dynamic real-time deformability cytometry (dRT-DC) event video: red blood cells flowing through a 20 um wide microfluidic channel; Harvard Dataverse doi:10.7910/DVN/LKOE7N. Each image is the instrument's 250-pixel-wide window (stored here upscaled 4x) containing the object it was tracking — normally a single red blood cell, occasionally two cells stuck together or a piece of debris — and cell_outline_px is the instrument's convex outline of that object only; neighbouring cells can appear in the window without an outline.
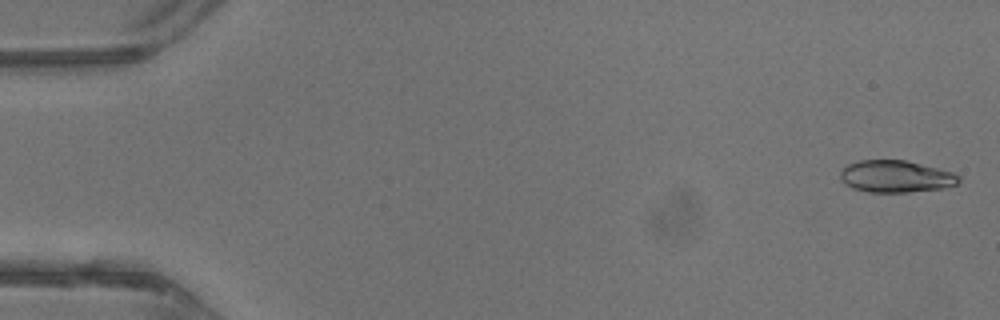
{"species": "common noctule bat (a hibernating species)", "species_latin": "Nyctalus noctula", "temperature_condition": "warm", "stored_images_in_passage": 41, "camera_frame_rate_fps": 3000, "um_per_image_px": 0.085, "animal": {"sex": "male", "body_mass_g": 13.3}, "frame": {"image": 1, "passage_image": 1, "time_ms": 0.0, "image_size_px": [1000, 320], "cell_outline_px": [[960, 180], [956, 184], [944, 188], [908, 192], [868, 192], [852, 188], [844, 184], [840, 180], [840, 172], [848, 164], [860, 160], [904, 160], [952, 172], [960, 176]], "centroid_in_image_um": [76.11, 15.0], "position_along_channel_um": 8.9, "area_um2": 22.02}}
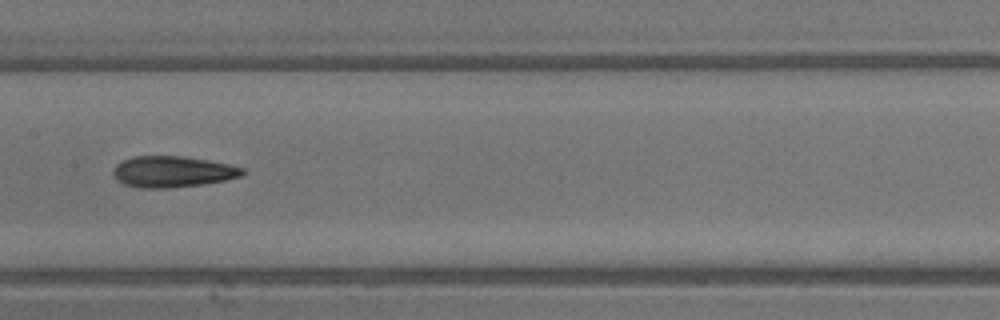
{"frame": {"image": 2, "passage_image": 22, "time_ms": 7.0, "image_size_px": [1000, 320], "cell_outline_px": [[244, 172], [240, 176], [224, 180], [204, 184], [168, 188], [140, 188], [124, 184], [116, 180], [112, 172], [112, 168], [120, 160], [132, 156], [184, 156], [208, 160], [228, 164], [244, 168]], "centroid_in_image_um": [14.6, 14.59], "position_along_channel_um": 192.8, "area_um2": 23.64}}
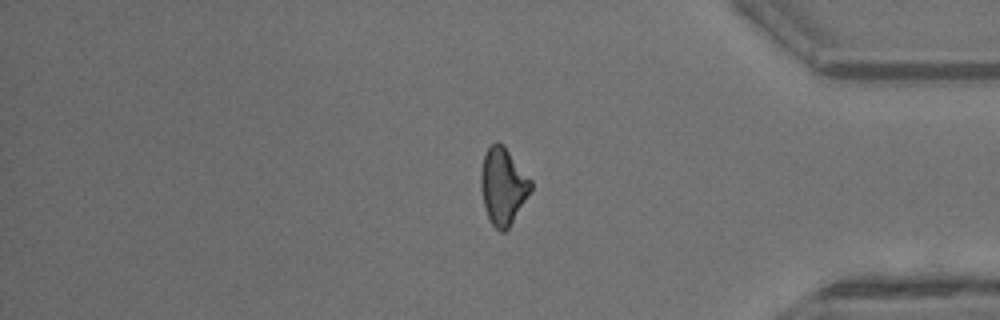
{"frame": {"image": 3, "passage_image": 36, "time_ms": 11.667, "image_size_px": [1000, 320], "cell_outline_px": [[532, 188], [508, 228], [504, 232], [500, 232], [492, 224], [488, 216], [484, 204], [480, 188], [480, 172], [484, 156], [488, 148], [496, 140], [504, 144], [532, 180]], "centroid_in_image_um": [42.75, 15.77], "position_along_channel_um": 392.5, "area_um2": 22.25}}